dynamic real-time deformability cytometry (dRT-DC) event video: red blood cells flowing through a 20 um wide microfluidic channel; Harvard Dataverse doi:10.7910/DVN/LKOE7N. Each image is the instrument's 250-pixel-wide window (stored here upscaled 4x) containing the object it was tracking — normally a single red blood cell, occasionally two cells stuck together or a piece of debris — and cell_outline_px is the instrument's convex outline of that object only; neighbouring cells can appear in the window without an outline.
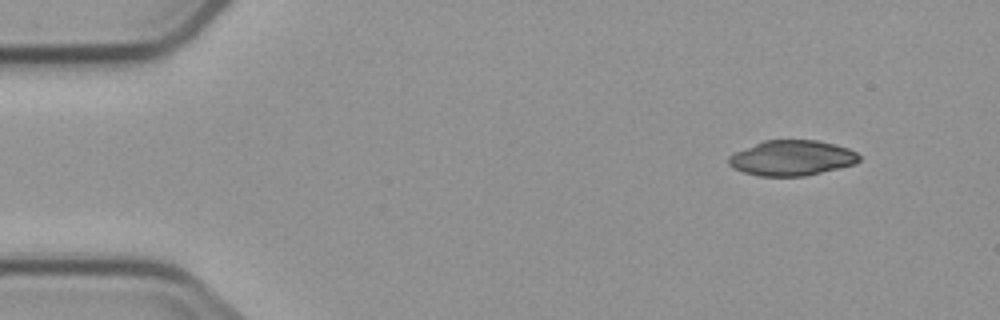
{"species": "common noctule bat (a hibernating species)", "species_latin": "Nyctalus noctula", "temperature_condition": "cold", "stored_images_in_passage": 4, "camera_frame_rate_fps": 3000, "um_per_image_px": 0.085, "animal": {"sex": "male", "body_mass_g": 23.1, "forearm_length_mm": 52.7}, "frame": {"image": 1, "passage_image": 1, "time_ms": 0.0, "image_size_px": [1000, 320], "cell_outline_px": [[860, 160], [856, 164], [840, 168], [804, 176], [760, 176], [744, 172], [728, 164], [728, 156], [736, 152], [764, 140], [816, 140], [848, 148], [856, 152], [860, 156]], "centroid_in_image_um": [67.33, 13.43], "position_along_channel_um": 17.7, "area_um2": 26.65}}